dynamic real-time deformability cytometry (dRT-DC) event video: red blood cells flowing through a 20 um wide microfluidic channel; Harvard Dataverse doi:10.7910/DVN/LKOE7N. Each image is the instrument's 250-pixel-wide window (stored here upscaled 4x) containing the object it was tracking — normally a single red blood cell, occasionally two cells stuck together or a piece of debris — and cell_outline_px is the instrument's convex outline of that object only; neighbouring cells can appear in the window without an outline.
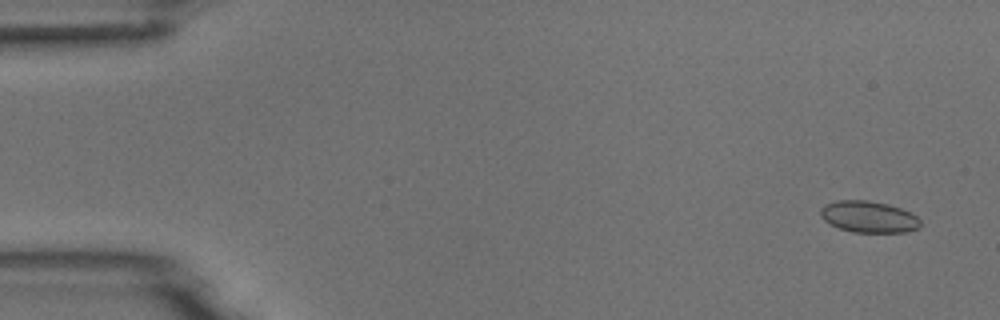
{"species": "common noctule bat (a hibernating species)", "species_latin": "Nyctalus noctula", "temperature_condition": "room temperature", "stored_images_in_passage": 7, "camera_frame_rate_fps": 3000, "um_per_image_px": 0.085, "animal": {"sex": "male", "body_mass_g": 18.8}, "frame": {"image": 1, "passage_image": 1, "time_ms": 0.0, "image_size_px": [1000, 320], "cell_outline_px": [[920, 228], [904, 232], [852, 232], [840, 228], [824, 220], [820, 216], [820, 208], [824, 204], [836, 200], [868, 200], [888, 204], [912, 212], [920, 220]], "centroid_in_image_um": [73.84, 18.42], "position_along_channel_um": 11.2, "area_um2": 18.44}}
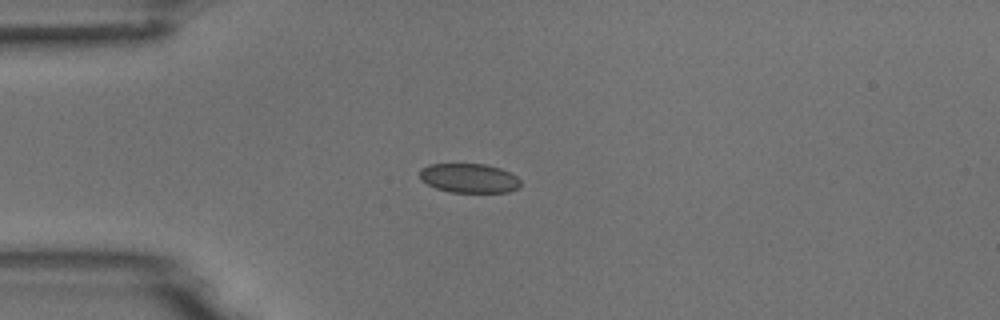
{"frame": {"image": 2, "passage_image": 4, "time_ms": 3.667, "image_size_px": [1000, 320], "cell_outline_px": [[520, 188], [508, 192], [448, 192], [436, 188], [420, 180], [420, 172], [428, 164], [484, 164], [500, 168], [516, 176], [520, 180]], "centroid_in_image_um": [39.88, 15.15], "position_along_channel_um": 45.1, "area_um2": 17.17}}